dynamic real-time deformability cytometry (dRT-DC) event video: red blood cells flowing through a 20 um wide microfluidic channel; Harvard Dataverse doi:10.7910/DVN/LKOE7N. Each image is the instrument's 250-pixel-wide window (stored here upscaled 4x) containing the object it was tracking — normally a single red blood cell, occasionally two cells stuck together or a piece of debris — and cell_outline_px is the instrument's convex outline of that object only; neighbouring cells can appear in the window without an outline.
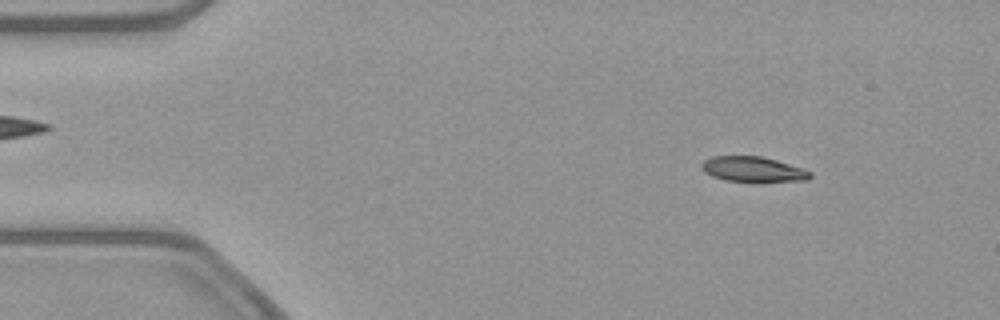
{"species": "common noctule bat (a hibernating species)", "species_latin": "Nyctalus noctula", "temperature_condition": "warm", "stored_images_in_passage": 52, "camera_frame_rate_fps": 3000, "um_per_image_px": 0.085, "animal": {"sex": "female", "body_mass_g": 21.9}, "frame": {"image": 1, "passage_image": 6, "time_ms": 1.667, "image_size_px": [1000, 320], "cell_outline_px": [[812, 176], [808, 180], [724, 180], [712, 176], [704, 172], [700, 168], [700, 164], [704, 160], [712, 156], [760, 156], [776, 160], [812, 172]], "centroid_in_image_um": [63.93, 14.36], "position_along_channel_um": 21.1, "area_um2": 15.43}}
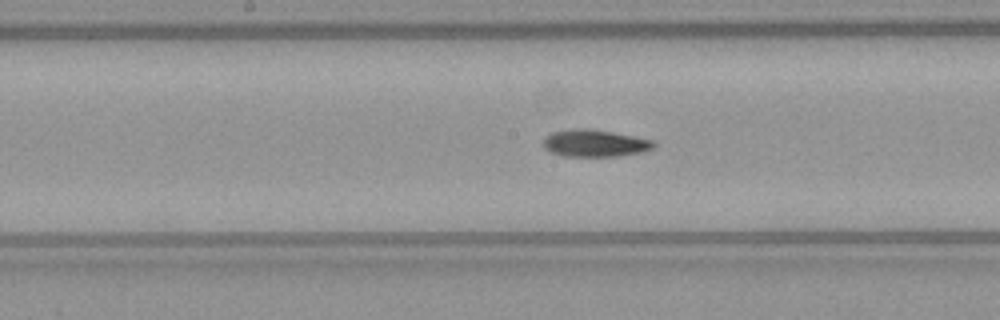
{"frame": {"image": 2, "passage_image": 26, "time_ms": 8.333, "image_size_px": [1000, 320], "cell_outline_px": [[656, 148], [640, 152], [616, 156], [564, 156], [552, 152], [544, 148], [544, 136], [552, 132], [572, 128], [588, 128], [612, 132], [652, 140], [656, 144]], "centroid_in_image_um": [50.54, 12.16], "position_along_channel_um": 197.7, "area_um2": 17.4}}
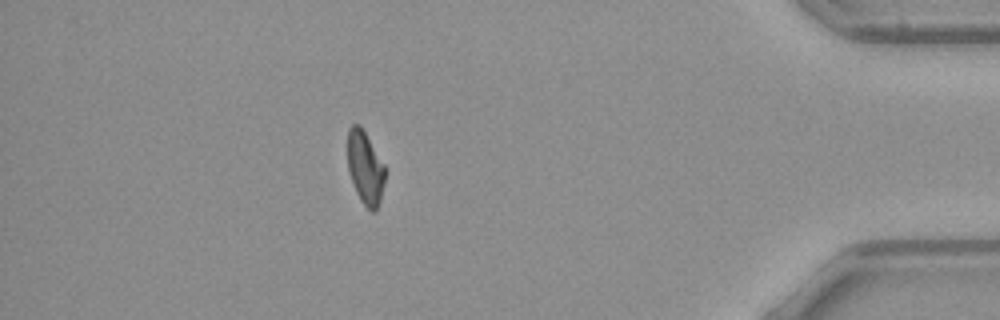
{"frame": {"image": 3, "passage_image": 46, "time_ms": 15.0, "image_size_px": [1000, 320], "cell_outline_px": [[384, 180], [380, 200], [376, 212], [372, 212], [360, 200], [356, 192], [348, 172], [348, 128], [352, 124], [360, 124], [384, 164]], "centroid_in_image_um": [31.02, 14.25], "position_along_channel_um": 404.2, "area_um2": 15.84}, "authors_computed_cell_mechanics": {"area_um2": 17.0221, "velocity_mm_per_s": 3.865, "shape_relaxation_time_tau1_ms": null, "shape_relaxation_time_tau2_ms": 5.3769, "deformation_change_tau1": null, "deformation_change_tau2": 0.1082}}